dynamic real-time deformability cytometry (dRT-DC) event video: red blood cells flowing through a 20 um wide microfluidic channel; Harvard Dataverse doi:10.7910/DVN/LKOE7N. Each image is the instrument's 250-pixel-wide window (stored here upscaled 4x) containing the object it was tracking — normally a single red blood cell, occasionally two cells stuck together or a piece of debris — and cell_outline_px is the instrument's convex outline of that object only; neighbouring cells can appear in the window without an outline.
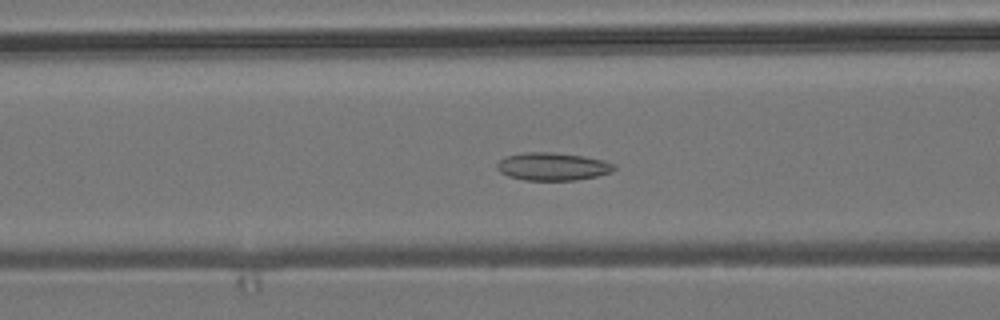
{"species": "common noctule bat (a hibernating species)", "species_latin": "Nyctalus noctula", "temperature_condition": "room temperature", "stored_images_in_passage": 54, "camera_frame_rate_fps": 3000, "um_per_image_px": 0.085, "animal": {"sex": "male", "body_mass_g": 19.2, "forearm_length_mm": 51.8}, "frame": {"image": 1, "passage_image": 21, "time_ms": 6.667, "image_size_px": [1000, 320], "cell_outline_px": [[616, 168], [612, 172], [596, 176], [576, 180], [524, 180], [508, 176], [500, 172], [496, 168], [496, 164], [500, 160], [508, 156], [524, 152], [556, 152], [584, 156], [604, 160], [616, 164]], "centroid_in_image_um": [47.0, 14.15], "position_along_channel_um": 119.6, "area_um2": 19.13}}
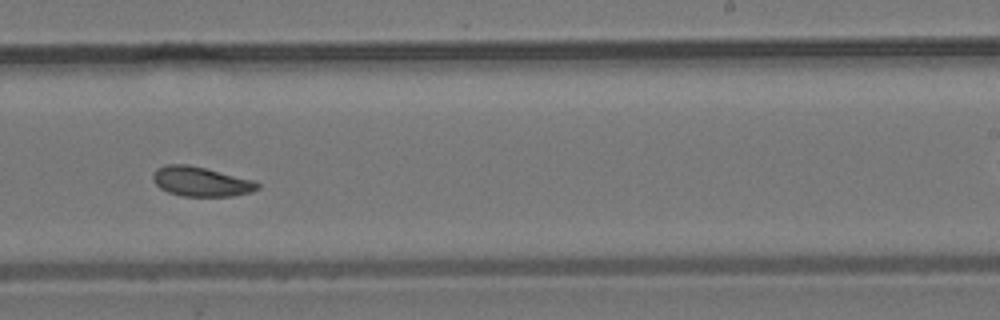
{"frame": {"image": 2, "passage_image": 33, "time_ms": 10.667, "image_size_px": [1000, 320], "cell_outline_px": [[260, 188], [252, 192], [232, 196], [184, 196], [168, 192], [160, 188], [152, 180], [152, 172], [156, 168], [164, 164], [188, 164], [252, 180], [260, 184]], "centroid_in_image_um": [17.04, 15.43], "position_along_channel_um": 272.0, "area_um2": 18.03}}
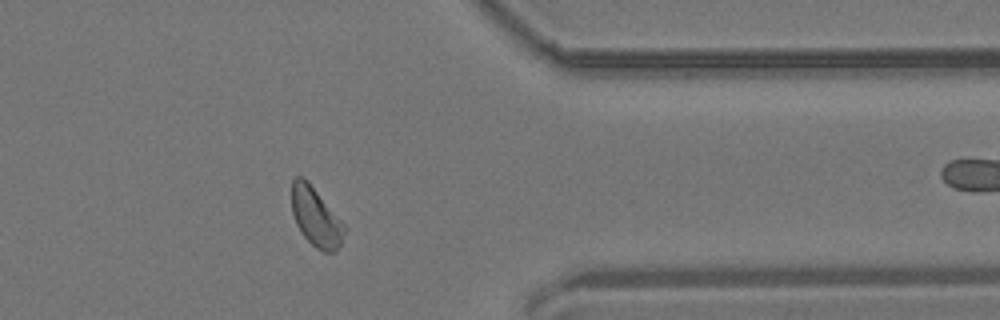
{"frame": {"image": 3, "passage_image": 43, "time_ms": 14.0, "image_size_px": [1000, 320], "cell_outline_px": [[348, 228], [336, 252], [324, 252], [316, 248], [304, 236], [296, 224], [292, 212], [292, 180], [296, 176], [300, 176], [308, 180]], "centroid_in_image_um": [26.87, 18.45], "position_along_channel_um": 384.5, "area_um2": 18.21}, "authors_computed_cell_mechanics": {"area_um2": 18.5538, "velocity_mm_per_s": 3.8207, "shape_relaxation_time_tau1_ms": 5.772, "shape_relaxation_time_tau2_ms": 2.3504, "deformation_change_tau1": 0.1053, "deformation_change_tau2": 0.0755}}